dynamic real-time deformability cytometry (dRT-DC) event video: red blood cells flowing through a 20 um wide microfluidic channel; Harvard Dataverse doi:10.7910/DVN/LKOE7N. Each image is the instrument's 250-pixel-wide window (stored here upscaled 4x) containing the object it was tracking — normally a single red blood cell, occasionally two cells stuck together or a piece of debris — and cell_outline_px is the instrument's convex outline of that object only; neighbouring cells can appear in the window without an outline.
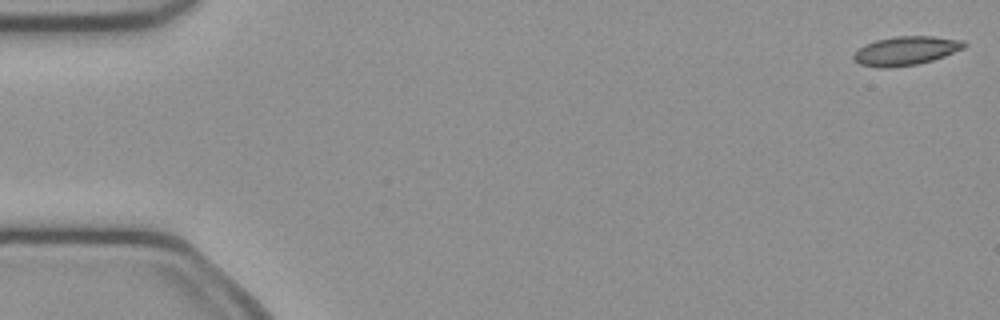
{"species": "common noctule bat (a hibernating species)", "species_latin": "Nyctalus noctula", "temperature_condition": "cold", "stored_images_in_passage": 15, "camera_frame_rate_fps": 3000, "um_per_image_px": 0.085, "animal": {"sex": "female", "body_mass_g": 21.9}, "frame": {"image": 1, "passage_image": 1, "time_ms": 0.0, "image_size_px": [1000, 320], "cell_outline_px": [[968, 44], [964, 48], [944, 56], [932, 60], [916, 64], [888, 68], [880, 68], [860, 64], [852, 60], [852, 56], [864, 44], [876, 40], [896, 36], [932, 36], [964, 40]], "centroid_in_image_um": [76.99, 4.31], "position_along_channel_um": 8.0, "area_um2": 18.61}}
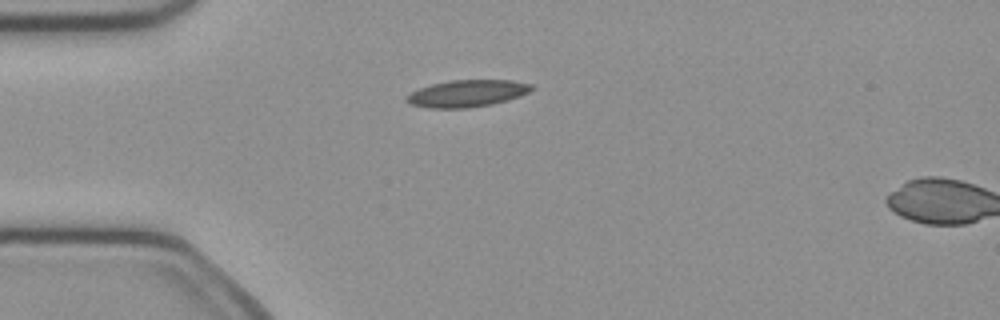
{"frame": {"image": 2, "passage_image": 13, "time_ms": 4.0, "image_size_px": [1000, 320], "cell_outline_px": [[536, 88], [520, 96], [508, 100], [492, 104], [468, 108], [428, 108], [408, 104], [404, 100], [404, 96], [420, 88], [432, 84], [452, 80], [512, 80], [532, 84]], "centroid_in_image_um": [39.7, 7.95], "position_along_channel_um": 45.3, "area_um2": 19.83}}